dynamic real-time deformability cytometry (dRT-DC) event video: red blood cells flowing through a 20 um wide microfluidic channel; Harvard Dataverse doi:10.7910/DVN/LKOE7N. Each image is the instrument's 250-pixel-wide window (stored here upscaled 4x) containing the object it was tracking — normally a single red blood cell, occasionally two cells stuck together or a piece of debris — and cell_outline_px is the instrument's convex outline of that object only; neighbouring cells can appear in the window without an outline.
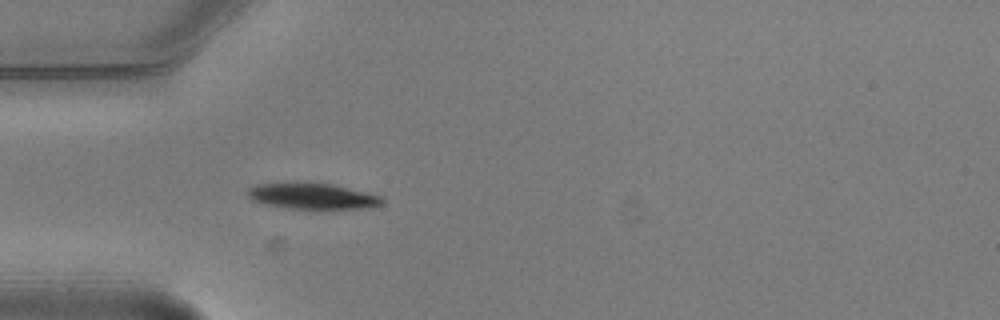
{"species": "common noctule bat (a hibernating species)", "species_latin": "Nyctalus noctula", "temperature_condition": "warm", "stored_images_in_passage": 4, "camera_frame_rate_fps": 3000, "um_per_image_px": 0.085, "animal": {"sex": "male", "body_mass_g": 20.5, "forearm_length_mm": 52.5}, "frame": {"image": 1, "passage_image": 4, "time_ms": 1.0, "image_size_px": [1000, 320], "cell_outline_px": [[384, 200], [380, 204], [368, 208], [288, 208], [268, 204], [252, 200], [248, 196], [248, 188], [256, 184], [284, 180], [292, 180], [332, 184], [380, 196]], "centroid_in_image_um": [26.45, 16.61], "position_along_channel_um": 58.6, "area_um2": 20.58}}